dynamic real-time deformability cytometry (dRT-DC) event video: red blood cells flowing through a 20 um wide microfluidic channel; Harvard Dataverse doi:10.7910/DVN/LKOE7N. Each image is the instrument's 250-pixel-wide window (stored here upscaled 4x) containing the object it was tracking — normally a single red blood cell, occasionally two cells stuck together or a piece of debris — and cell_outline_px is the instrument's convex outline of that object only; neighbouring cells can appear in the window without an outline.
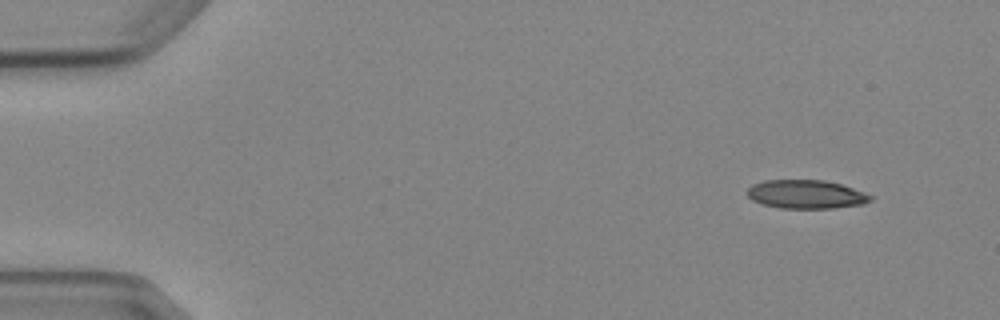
{"species": "Egyptian fruit bat (a non-hibernating species)", "species_latin": "Rousettus aegyptiacus", "temperature_condition": "cold", "stored_images_in_passage": 5, "segment_of_instrument_passage": [1, 2], "camera_frame_rate_fps": 3000, "um_per_image_px": 0.085, "animal": {"sex": "female"}, "frame": {"image": 1, "passage_image": 1, "time_ms": 0.0, "image_size_px": [1000, 320], "cell_outline_px": [[872, 200], [864, 204], [832, 208], [780, 208], [764, 204], [752, 200], [744, 192], [752, 184], [764, 180], [824, 180], [840, 184], [864, 192], [872, 196]], "centroid_in_image_um": [68.49, 16.51], "position_along_channel_um": 16.5, "area_um2": 20.58}}